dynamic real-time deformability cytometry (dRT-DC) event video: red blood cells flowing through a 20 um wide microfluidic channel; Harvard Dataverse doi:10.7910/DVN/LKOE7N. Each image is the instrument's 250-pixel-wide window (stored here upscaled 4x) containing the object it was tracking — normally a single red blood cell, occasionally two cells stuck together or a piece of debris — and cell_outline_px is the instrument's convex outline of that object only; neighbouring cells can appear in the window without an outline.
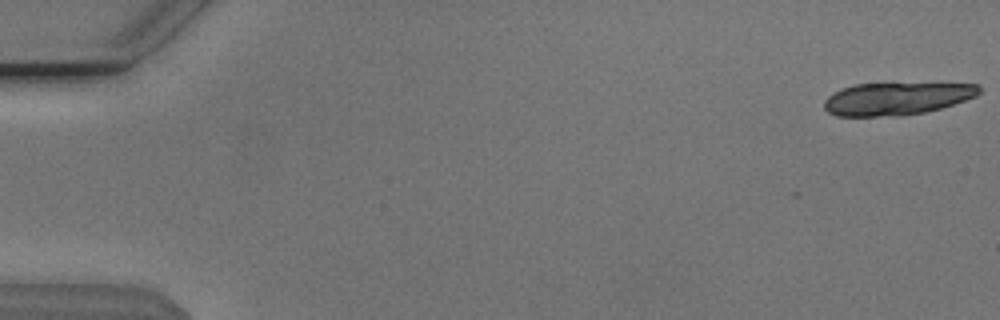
{"species": "Egyptian fruit bat (a non-hibernating species)", "species_latin": "Rousettus aegyptiacus", "temperature_condition": "cold", "stored_images_in_passage": 12, "camera_frame_rate_fps": 3000, "um_per_image_px": 0.085, "animal": {"sex": "male"}, "frame": {"image": 1, "passage_image": 1, "time_ms": 0.0, "image_size_px": [1000, 320], "cell_outline_px": [[980, 92], [976, 96], [940, 108], [924, 112], [900, 116], [836, 116], [828, 112], [824, 108], [824, 100], [832, 92], [856, 84], [980, 84]], "centroid_in_image_um": [76.17, 8.39], "position_along_channel_um": 8.8, "area_um2": 29.07}}